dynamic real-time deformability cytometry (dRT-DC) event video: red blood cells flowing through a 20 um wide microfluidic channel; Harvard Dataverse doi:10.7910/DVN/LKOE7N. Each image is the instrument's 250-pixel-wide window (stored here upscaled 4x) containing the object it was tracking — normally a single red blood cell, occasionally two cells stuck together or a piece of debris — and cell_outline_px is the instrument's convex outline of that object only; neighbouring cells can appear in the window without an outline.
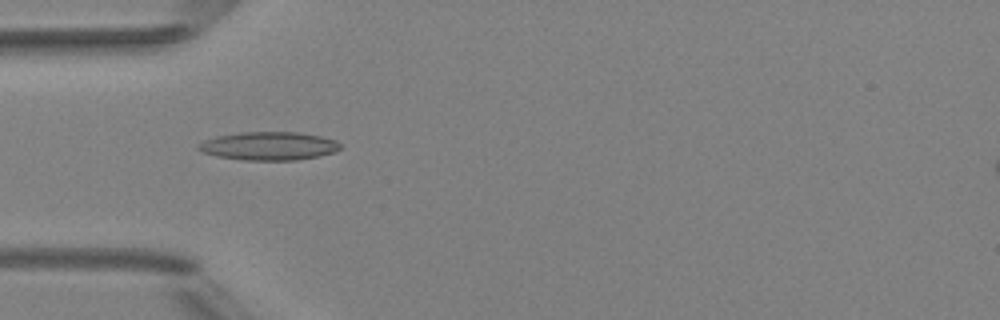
{"species": "Egyptian fruit bat (a non-hibernating species)", "species_latin": "Rousettus aegyptiacus", "temperature_condition": "room temperature", "stored_images_in_passage": 6, "camera_frame_rate_fps": 3000, "um_per_image_px": 0.085, "animal": {"sex": "female"}, "frame": {"image": 1, "passage_image": 4, "time_ms": 4.333, "image_size_px": [1000, 320], "cell_outline_px": [[340, 148], [332, 152], [320, 156], [296, 160], [240, 160], [216, 156], [204, 152], [196, 148], [204, 140], [216, 136], [240, 132], [296, 132], [320, 136], [336, 140], [340, 144]], "centroid_in_image_um": [22.84, 12.41], "position_along_channel_um": 62.2, "area_um2": 23.35}}
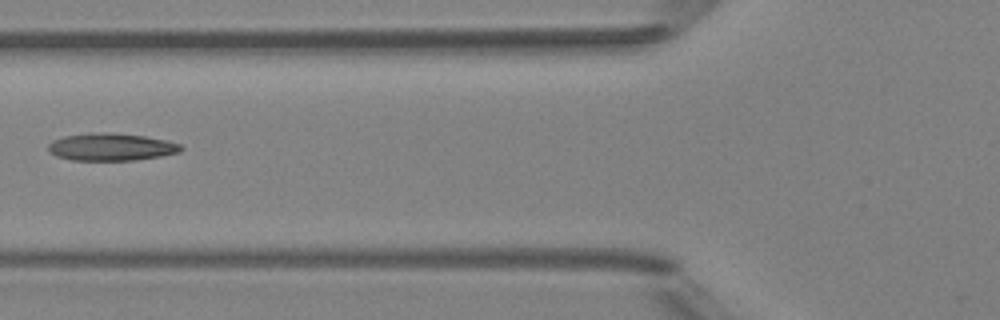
{"frame": {"image": 2, "passage_image": 5, "time_ms": 5.667, "image_size_px": [1000, 320], "cell_outline_px": [[184, 148], [180, 152], [160, 156], [132, 160], [72, 160], [56, 156], [48, 148], [48, 144], [52, 140], [64, 136], [88, 132], [112, 132], [144, 136], [164, 140], [180, 144]], "centroid_in_image_um": [9.43, 12.48], "position_along_channel_um": 116.4, "area_um2": 21.21}}
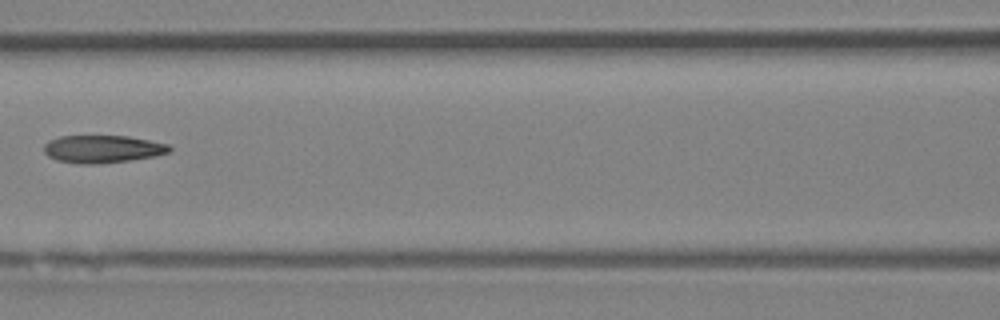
{"frame": {"image": 3, "passage_image": 6, "time_ms": 6.667, "image_size_px": [1000, 320], "cell_outline_px": [[172, 148], [168, 152], [156, 156], [128, 160], [96, 164], [80, 164], [56, 160], [48, 156], [44, 152], [44, 144], [48, 140], [60, 136], [128, 136], [168, 144]], "centroid_in_image_um": [8.68, 12.66], "position_along_channel_um": 157.9, "area_um2": 20.17}}